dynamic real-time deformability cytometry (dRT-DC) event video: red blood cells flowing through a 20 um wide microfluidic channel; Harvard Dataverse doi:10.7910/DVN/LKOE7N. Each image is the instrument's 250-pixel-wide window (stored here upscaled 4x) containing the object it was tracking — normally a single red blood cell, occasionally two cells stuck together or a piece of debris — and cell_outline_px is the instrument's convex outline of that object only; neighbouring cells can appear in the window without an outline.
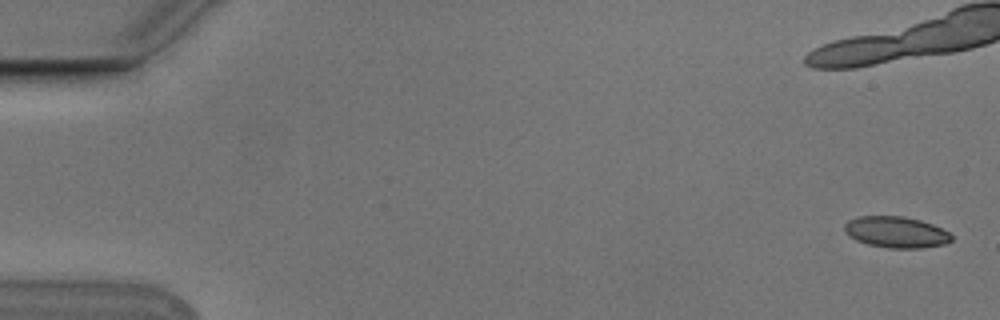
{"species": "Egyptian fruit bat (a non-hibernating species)", "species_latin": "Rousettus aegyptiacus", "temperature_condition": "cold", "stored_images_in_passage": 6, "camera_frame_rate_fps": 3000, "um_per_image_px": 0.085, "animal": {"sex": "male"}, "frame": {"image": 1, "passage_image": 1, "time_ms": 0.0, "image_size_px": [1000, 320], "cell_outline_px": [[952, 240], [944, 244], [920, 248], [888, 248], [868, 244], [856, 240], [848, 236], [844, 232], [844, 224], [848, 220], [860, 216], [904, 216], [920, 220], [932, 224], [948, 232], [952, 236]], "centroid_in_image_um": [76.13, 19.73], "position_along_channel_um": 8.9, "area_um2": 19.48}}